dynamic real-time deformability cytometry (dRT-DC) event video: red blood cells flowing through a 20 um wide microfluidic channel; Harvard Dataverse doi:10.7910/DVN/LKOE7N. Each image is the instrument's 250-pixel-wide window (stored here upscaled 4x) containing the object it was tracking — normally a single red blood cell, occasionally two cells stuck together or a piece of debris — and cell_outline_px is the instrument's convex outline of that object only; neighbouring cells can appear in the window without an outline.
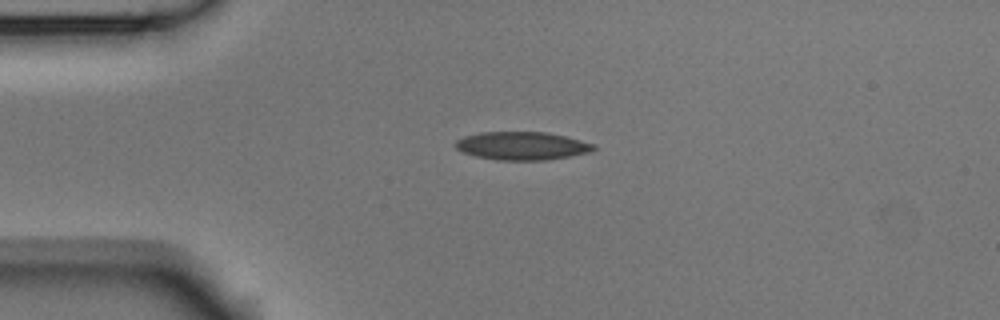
{"species": "Egyptian fruit bat (a non-hibernating species)", "species_latin": "Rousettus aegyptiacus", "temperature_condition": "room temperature", "stored_images_in_passage": 2, "camera_frame_rate_fps": 3000, "um_per_image_px": 0.085, "animal": {"sex": "male"}, "frame": {"image": 1, "passage_image": 1, "time_ms": 0.0, "image_size_px": [1000, 320], "cell_outline_px": [[596, 148], [592, 152], [572, 156], [544, 160], [500, 160], [476, 156], [464, 152], [456, 148], [452, 144], [456, 140], [464, 136], [480, 132], [544, 132], [564, 136], [596, 144]], "centroid_in_image_um": [44.38, 12.39], "position_along_channel_um": 40.6, "area_um2": 22.72}}